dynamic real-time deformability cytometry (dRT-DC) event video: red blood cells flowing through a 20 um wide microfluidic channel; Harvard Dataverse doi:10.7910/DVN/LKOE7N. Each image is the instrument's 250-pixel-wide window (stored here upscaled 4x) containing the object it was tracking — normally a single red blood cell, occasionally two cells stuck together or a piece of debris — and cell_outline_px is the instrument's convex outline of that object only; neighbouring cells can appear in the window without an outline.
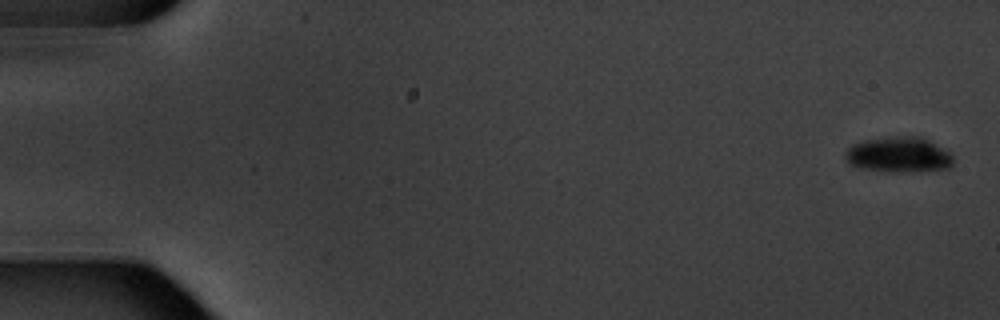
{"species": "common noctule bat (a hibernating species)", "species_latin": "Nyctalus noctula", "temperature_condition": "warm", "stored_images_in_passage": 5, "camera_frame_rate_fps": 3000, "um_per_image_px": 0.085, "animal": {"sex": "male", "body_mass_g": 20.1, "forearm_length_mm": 53.5}, "frame": {"image": 1, "passage_image": 1, "time_ms": 0.0, "image_size_px": [1000, 320], "cell_outline_px": [[952, 168], [908, 172], [888, 172], [856, 168], [844, 160], [844, 152], [852, 144], [868, 140], [892, 136], [920, 136], [952, 152]], "centroid_in_image_um": [76.38, 13.16], "position_along_channel_um": 8.6, "area_um2": 22.72}}
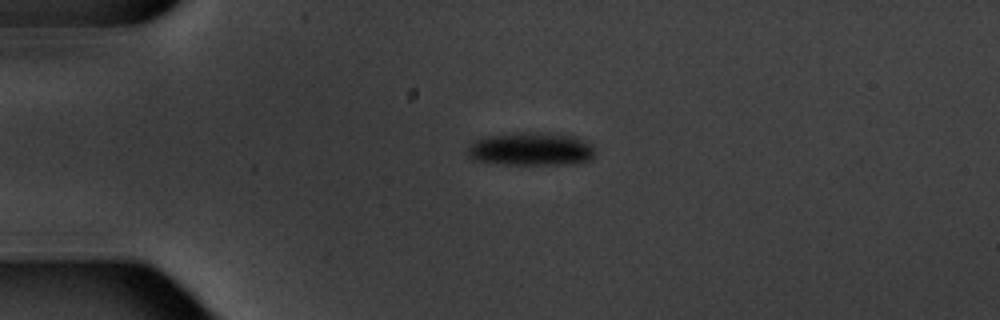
{"frame": {"image": 2, "passage_image": 4, "time_ms": 4.333, "image_size_px": [1000, 320], "cell_outline_px": [[592, 160], [572, 164], [500, 164], [472, 160], [464, 152], [476, 140], [488, 136], [520, 132], [528, 132], [572, 136], [588, 144], [592, 148]], "centroid_in_image_um": [45.04, 12.69], "position_along_channel_um": 40.0, "area_um2": 24.28}}